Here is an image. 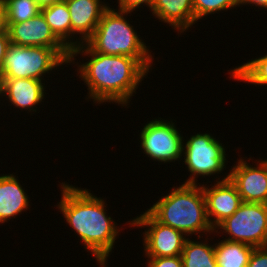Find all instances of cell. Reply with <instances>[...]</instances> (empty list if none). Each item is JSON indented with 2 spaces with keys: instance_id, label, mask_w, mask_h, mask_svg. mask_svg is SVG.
Masks as SVG:
<instances>
[{
  "instance_id": "cell-19",
  "label": "cell",
  "mask_w": 267,
  "mask_h": 267,
  "mask_svg": "<svg viewBox=\"0 0 267 267\" xmlns=\"http://www.w3.org/2000/svg\"><path fill=\"white\" fill-rule=\"evenodd\" d=\"M215 242L214 249L217 267H247L254 247L225 239Z\"/></svg>"
},
{
  "instance_id": "cell-21",
  "label": "cell",
  "mask_w": 267,
  "mask_h": 267,
  "mask_svg": "<svg viewBox=\"0 0 267 267\" xmlns=\"http://www.w3.org/2000/svg\"><path fill=\"white\" fill-rule=\"evenodd\" d=\"M6 9V23L28 21L41 12L36 0H2Z\"/></svg>"
},
{
  "instance_id": "cell-18",
  "label": "cell",
  "mask_w": 267,
  "mask_h": 267,
  "mask_svg": "<svg viewBox=\"0 0 267 267\" xmlns=\"http://www.w3.org/2000/svg\"><path fill=\"white\" fill-rule=\"evenodd\" d=\"M41 12L55 36L72 51V24L66 1L42 7Z\"/></svg>"
},
{
  "instance_id": "cell-26",
  "label": "cell",
  "mask_w": 267,
  "mask_h": 267,
  "mask_svg": "<svg viewBox=\"0 0 267 267\" xmlns=\"http://www.w3.org/2000/svg\"><path fill=\"white\" fill-rule=\"evenodd\" d=\"M11 44L8 33H0V69L3 65L5 55L9 45Z\"/></svg>"
},
{
  "instance_id": "cell-17",
  "label": "cell",
  "mask_w": 267,
  "mask_h": 267,
  "mask_svg": "<svg viewBox=\"0 0 267 267\" xmlns=\"http://www.w3.org/2000/svg\"><path fill=\"white\" fill-rule=\"evenodd\" d=\"M212 235L205 236V239L198 237L195 240L194 238H187L185 240L181 254L183 267H217L213 243V240L217 239H214L215 233Z\"/></svg>"
},
{
  "instance_id": "cell-14",
  "label": "cell",
  "mask_w": 267,
  "mask_h": 267,
  "mask_svg": "<svg viewBox=\"0 0 267 267\" xmlns=\"http://www.w3.org/2000/svg\"><path fill=\"white\" fill-rule=\"evenodd\" d=\"M72 24V50L93 34L103 13L111 6L106 0H65Z\"/></svg>"
},
{
  "instance_id": "cell-20",
  "label": "cell",
  "mask_w": 267,
  "mask_h": 267,
  "mask_svg": "<svg viewBox=\"0 0 267 267\" xmlns=\"http://www.w3.org/2000/svg\"><path fill=\"white\" fill-rule=\"evenodd\" d=\"M267 53V52H266ZM234 81L244 82L254 87L267 86V54L249 59L243 64L227 70ZM258 85V86H257ZM260 85V86H259Z\"/></svg>"
},
{
  "instance_id": "cell-23",
  "label": "cell",
  "mask_w": 267,
  "mask_h": 267,
  "mask_svg": "<svg viewBox=\"0 0 267 267\" xmlns=\"http://www.w3.org/2000/svg\"><path fill=\"white\" fill-rule=\"evenodd\" d=\"M118 6L116 4L112 5V6H116L113 7L116 10L119 11H124V12H131V13H136L137 11H139L138 9L142 10L146 7L148 9L149 12H151L152 6L155 2V0H116ZM135 11V12H134Z\"/></svg>"
},
{
  "instance_id": "cell-29",
  "label": "cell",
  "mask_w": 267,
  "mask_h": 267,
  "mask_svg": "<svg viewBox=\"0 0 267 267\" xmlns=\"http://www.w3.org/2000/svg\"><path fill=\"white\" fill-rule=\"evenodd\" d=\"M36 1L38 5L42 8V7L57 3V2H61L63 0H36Z\"/></svg>"
},
{
  "instance_id": "cell-15",
  "label": "cell",
  "mask_w": 267,
  "mask_h": 267,
  "mask_svg": "<svg viewBox=\"0 0 267 267\" xmlns=\"http://www.w3.org/2000/svg\"><path fill=\"white\" fill-rule=\"evenodd\" d=\"M26 192L14 172L0 174V224L5 225L32 207Z\"/></svg>"
},
{
  "instance_id": "cell-13",
  "label": "cell",
  "mask_w": 267,
  "mask_h": 267,
  "mask_svg": "<svg viewBox=\"0 0 267 267\" xmlns=\"http://www.w3.org/2000/svg\"><path fill=\"white\" fill-rule=\"evenodd\" d=\"M201 183L209 223L215 229L227 217L232 216L243 203L235 185L230 179ZM205 183V184H204Z\"/></svg>"
},
{
  "instance_id": "cell-6",
  "label": "cell",
  "mask_w": 267,
  "mask_h": 267,
  "mask_svg": "<svg viewBox=\"0 0 267 267\" xmlns=\"http://www.w3.org/2000/svg\"><path fill=\"white\" fill-rule=\"evenodd\" d=\"M68 65L53 48L10 44L0 75L2 79L26 78L47 82L51 73L55 72L56 75V71L60 69L63 71V66L68 67Z\"/></svg>"
},
{
  "instance_id": "cell-10",
  "label": "cell",
  "mask_w": 267,
  "mask_h": 267,
  "mask_svg": "<svg viewBox=\"0 0 267 267\" xmlns=\"http://www.w3.org/2000/svg\"><path fill=\"white\" fill-rule=\"evenodd\" d=\"M238 156L240 158H237L229 169V179L235 185L242 201L267 204V159L259 157V160H254L250 155L249 158L246 155Z\"/></svg>"
},
{
  "instance_id": "cell-16",
  "label": "cell",
  "mask_w": 267,
  "mask_h": 267,
  "mask_svg": "<svg viewBox=\"0 0 267 267\" xmlns=\"http://www.w3.org/2000/svg\"><path fill=\"white\" fill-rule=\"evenodd\" d=\"M152 14V15H151ZM150 16L165 23L179 35L195 28L193 0H155ZM168 25V26H167Z\"/></svg>"
},
{
  "instance_id": "cell-9",
  "label": "cell",
  "mask_w": 267,
  "mask_h": 267,
  "mask_svg": "<svg viewBox=\"0 0 267 267\" xmlns=\"http://www.w3.org/2000/svg\"><path fill=\"white\" fill-rule=\"evenodd\" d=\"M129 228H142L143 257H167L182 254L185 240L181 231L158 222L147 210L126 221Z\"/></svg>"
},
{
  "instance_id": "cell-3",
  "label": "cell",
  "mask_w": 267,
  "mask_h": 267,
  "mask_svg": "<svg viewBox=\"0 0 267 267\" xmlns=\"http://www.w3.org/2000/svg\"><path fill=\"white\" fill-rule=\"evenodd\" d=\"M171 191L152 202L147 211L160 223L181 231L188 238L212 235L201 184L173 185ZM194 234V236H193ZM192 235V236H191Z\"/></svg>"
},
{
  "instance_id": "cell-22",
  "label": "cell",
  "mask_w": 267,
  "mask_h": 267,
  "mask_svg": "<svg viewBox=\"0 0 267 267\" xmlns=\"http://www.w3.org/2000/svg\"><path fill=\"white\" fill-rule=\"evenodd\" d=\"M239 9V0H193L195 24L201 20H207L212 14L228 12L234 8ZM207 17V18H206Z\"/></svg>"
},
{
  "instance_id": "cell-28",
  "label": "cell",
  "mask_w": 267,
  "mask_h": 267,
  "mask_svg": "<svg viewBox=\"0 0 267 267\" xmlns=\"http://www.w3.org/2000/svg\"><path fill=\"white\" fill-rule=\"evenodd\" d=\"M0 33H8L6 23V9L2 0H0Z\"/></svg>"
},
{
  "instance_id": "cell-7",
  "label": "cell",
  "mask_w": 267,
  "mask_h": 267,
  "mask_svg": "<svg viewBox=\"0 0 267 267\" xmlns=\"http://www.w3.org/2000/svg\"><path fill=\"white\" fill-rule=\"evenodd\" d=\"M174 120V121H173ZM174 118L170 120L166 118H153L144 123L138 135V145L141 147L140 152L152 160L160 164H170L176 161L181 163L183 152L184 137L181 128L177 127ZM160 163V164H159Z\"/></svg>"
},
{
  "instance_id": "cell-25",
  "label": "cell",
  "mask_w": 267,
  "mask_h": 267,
  "mask_svg": "<svg viewBox=\"0 0 267 267\" xmlns=\"http://www.w3.org/2000/svg\"><path fill=\"white\" fill-rule=\"evenodd\" d=\"M247 267H267V246L253 249Z\"/></svg>"
},
{
  "instance_id": "cell-1",
  "label": "cell",
  "mask_w": 267,
  "mask_h": 267,
  "mask_svg": "<svg viewBox=\"0 0 267 267\" xmlns=\"http://www.w3.org/2000/svg\"><path fill=\"white\" fill-rule=\"evenodd\" d=\"M77 57H82V62L81 59L78 62ZM83 57H86L85 61ZM154 61L96 53L84 43L71 51L68 66L77 67L74 68L76 77L85 83L88 90L85 101L92 100L96 106L115 103L122 108H129L142 81L154 69Z\"/></svg>"
},
{
  "instance_id": "cell-4",
  "label": "cell",
  "mask_w": 267,
  "mask_h": 267,
  "mask_svg": "<svg viewBox=\"0 0 267 267\" xmlns=\"http://www.w3.org/2000/svg\"><path fill=\"white\" fill-rule=\"evenodd\" d=\"M131 15V12L119 11L110 6L85 44L96 53L126 55L135 59H156L151 46L137 34L138 29L130 24L133 22L130 21Z\"/></svg>"
},
{
  "instance_id": "cell-11",
  "label": "cell",
  "mask_w": 267,
  "mask_h": 267,
  "mask_svg": "<svg viewBox=\"0 0 267 267\" xmlns=\"http://www.w3.org/2000/svg\"><path fill=\"white\" fill-rule=\"evenodd\" d=\"M11 44L53 48L68 64L71 51L55 36L42 12L28 21L7 23Z\"/></svg>"
},
{
  "instance_id": "cell-30",
  "label": "cell",
  "mask_w": 267,
  "mask_h": 267,
  "mask_svg": "<svg viewBox=\"0 0 267 267\" xmlns=\"http://www.w3.org/2000/svg\"><path fill=\"white\" fill-rule=\"evenodd\" d=\"M0 101H2V77H1V75H0ZM2 102H0V104H1Z\"/></svg>"
},
{
  "instance_id": "cell-24",
  "label": "cell",
  "mask_w": 267,
  "mask_h": 267,
  "mask_svg": "<svg viewBox=\"0 0 267 267\" xmlns=\"http://www.w3.org/2000/svg\"><path fill=\"white\" fill-rule=\"evenodd\" d=\"M145 259L147 263L146 267H183L181 255L167 257H145Z\"/></svg>"
},
{
  "instance_id": "cell-12",
  "label": "cell",
  "mask_w": 267,
  "mask_h": 267,
  "mask_svg": "<svg viewBox=\"0 0 267 267\" xmlns=\"http://www.w3.org/2000/svg\"><path fill=\"white\" fill-rule=\"evenodd\" d=\"M49 82H44L37 79H2V102L9 103V107L17 110H21L19 113L24 111L30 113V116L40 112V106L42 103L47 102L45 99L49 98V93H47L46 88ZM47 84V85H46ZM6 100H5V99ZM6 101V102H5ZM39 106V108H38ZM39 110H38V109Z\"/></svg>"
},
{
  "instance_id": "cell-27",
  "label": "cell",
  "mask_w": 267,
  "mask_h": 267,
  "mask_svg": "<svg viewBox=\"0 0 267 267\" xmlns=\"http://www.w3.org/2000/svg\"><path fill=\"white\" fill-rule=\"evenodd\" d=\"M255 6L254 10L258 7L259 10L263 9L267 11V0H239V7L242 8L243 6ZM242 6V7H241Z\"/></svg>"
},
{
  "instance_id": "cell-8",
  "label": "cell",
  "mask_w": 267,
  "mask_h": 267,
  "mask_svg": "<svg viewBox=\"0 0 267 267\" xmlns=\"http://www.w3.org/2000/svg\"><path fill=\"white\" fill-rule=\"evenodd\" d=\"M214 233L225 240L254 248L267 246V204L243 202L237 211L222 221Z\"/></svg>"
},
{
  "instance_id": "cell-2",
  "label": "cell",
  "mask_w": 267,
  "mask_h": 267,
  "mask_svg": "<svg viewBox=\"0 0 267 267\" xmlns=\"http://www.w3.org/2000/svg\"><path fill=\"white\" fill-rule=\"evenodd\" d=\"M57 186L61 191V200L54 208L62 213L66 225L71 227V231L83 243L81 246L85 251L94 256L99 267H109L108 260L114 253L123 226H118L115 219L107 214L106 198L98 197L92 190L66 181Z\"/></svg>"
},
{
  "instance_id": "cell-5",
  "label": "cell",
  "mask_w": 267,
  "mask_h": 267,
  "mask_svg": "<svg viewBox=\"0 0 267 267\" xmlns=\"http://www.w3.org/2000/svg\"><path fill=\"white\" fill-rule=\"evenodd\" d=\"M184 137L181 164L182 168L185 166V170L189 172V175L182 183L201 184L203 177L209 183L210 179L208 178L210 176L216 179L214 181L229 179V172H225L226 168L229 171V168L226 166L228 162L230 163L227 158V148L221 140L216 139L215 134L212 135L210 131L209 133L208 131L205 133L200 131L195 132L194 135L190 134V137ZM200 179L201 182H199Z\"/></svg>"
}]
</instances>
